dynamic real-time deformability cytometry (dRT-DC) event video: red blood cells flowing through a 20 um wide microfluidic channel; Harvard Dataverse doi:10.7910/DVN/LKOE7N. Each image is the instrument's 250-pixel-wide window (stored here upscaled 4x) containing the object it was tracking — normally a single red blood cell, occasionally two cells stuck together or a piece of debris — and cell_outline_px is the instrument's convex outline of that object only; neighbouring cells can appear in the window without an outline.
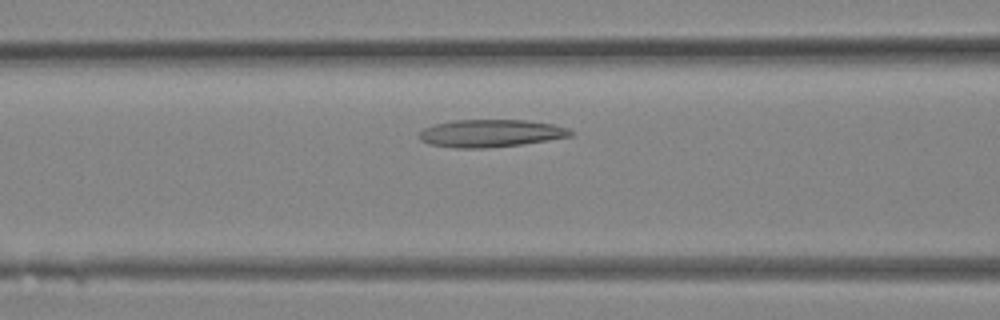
{"species": "Egyptian fruit bat (a non-hibernating species)", "species_latin": "Rousettus aegyptiacus", "temperature_condition": "room temperature", "stored_images_in_passage": 28, "camera_frame_rate_fps": 3000, "um_per_image_px": 0.085, "animal": {"sex": "female"}, "frame": {"image": 1, "passage_image": 9, "time_ms": 2.667, "image_size_px": [1000, 320], "cell_outline_px": [[576, 132], [572, 136], [548, 140], [520, 144], [484, 148], [456, 148], [428, 144], [420, 140], [420, 132], [424, 128], [436, 124], [452, 120], [528, 120], [552, 124], [568, 128]], "centroid_in_image_um": [41.73, 11.32], "position_along_channel_um": 124.9, "area_um2": 24.28}}
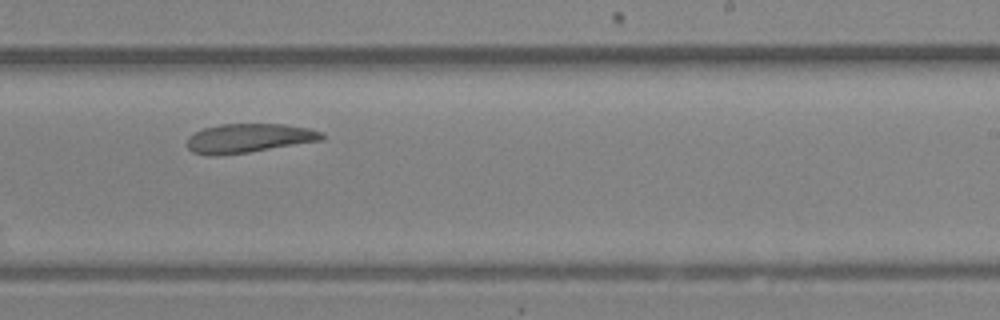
{"frame": {"image": 2, "passage_image": 16, "time_ms": 5.0, "image_size_px": [1000, 320], "cell_outline_px": [[324, 140], [248, 152], [216, 156], [208, 156], [192, 152], [188, 148], [188, 136], [204, 128], [220, 124], [284, 124], [308, 128], [324, 132]], "centroid_in_image_um": [21.16, 11.75], "position_along_channel_um": 267.8, "area_um2": 22.89}}
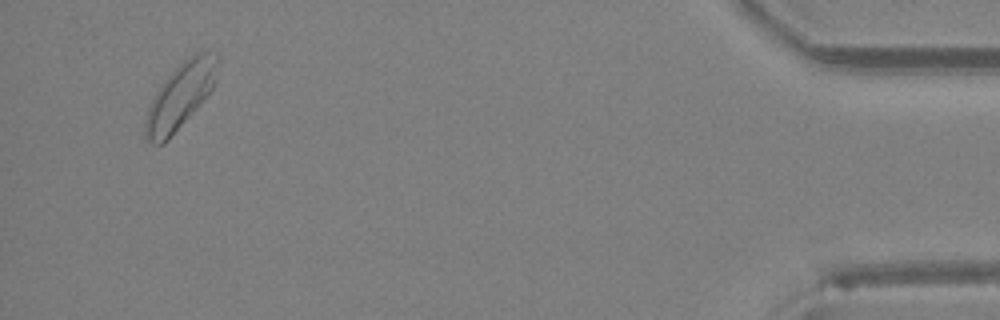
{"frame": {"image": 3, "passage_image": 27, "time_ms": 8.667, "image_size_px": [1000, 320], "cell_outline_px": [[220, 64], [216, 80], [208, 96], [168, 140], [164, 144], [152, 144], [144, 140], [144, 120], [148, 104], [160, 84], [188, 56], [196, 52], [208, 52], [220, 56]], "centroid_in_image_um": [15.31, 8.17], "position_along_channel_um": 419.9, "area_um2": 28.21}}